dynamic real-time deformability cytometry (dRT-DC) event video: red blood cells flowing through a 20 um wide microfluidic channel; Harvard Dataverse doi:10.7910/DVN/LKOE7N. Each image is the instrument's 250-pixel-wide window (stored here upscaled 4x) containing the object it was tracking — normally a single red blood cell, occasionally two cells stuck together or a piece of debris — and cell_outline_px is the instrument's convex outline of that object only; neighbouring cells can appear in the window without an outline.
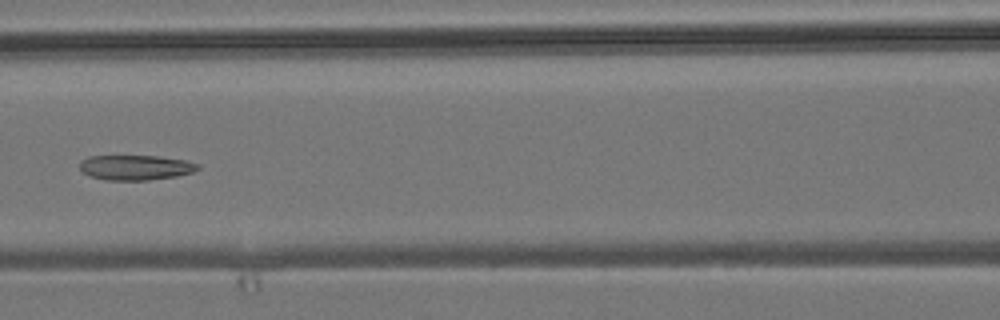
{"species": "common noctule bat (a hibernating species)", "species_latin": "Nyctalus noctula", "temperature_condition": "room temperature", "stored_images_in_passage": 7, "camera_frame_rate_fps": 3000, "um_per_image_px": 0.085, "animal": {"sex": "male", "body_mass_g": 19.2, "forearm_length_mm": 51.8}, "frame": {"image": 1, "passage_image": 6, "time_ms": 7.333, "image_size_px": [1000, 320], "cell_outline_px": [[200, 168], [192, 172], [176, 176], [148, 180], [104, 180], [88, 176], [80, 168], [80, 160], [88, 156], [160, 156], [184, 160], [200, 164]], "centroid_in_image_um": [11.51, 14.23], "position_along_channel_um": 155.1, "area_um2": 17.28}}
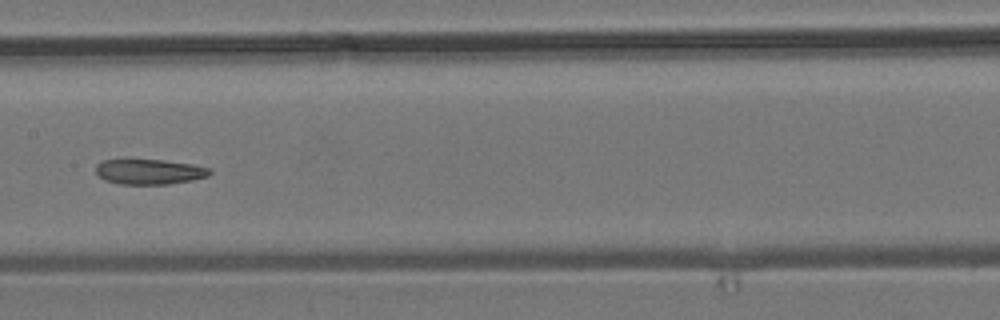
{"frame": {"image": 2, "passage_image": 7, "time_ms": 8.333, "image_size_px": [1000, 320], "cell_outline_px": [[212, 172], [208, 176], [192, 180], [168, 184], [120, 184], [104, 180], [96, 172], [96, 164], [104, 160], [164, 160], [192, 164], [212, 168]], "centroid_in_image_um": [12.73, 14.6], "position_along_channel_um": 194.7, "area_um2": 16.7}}